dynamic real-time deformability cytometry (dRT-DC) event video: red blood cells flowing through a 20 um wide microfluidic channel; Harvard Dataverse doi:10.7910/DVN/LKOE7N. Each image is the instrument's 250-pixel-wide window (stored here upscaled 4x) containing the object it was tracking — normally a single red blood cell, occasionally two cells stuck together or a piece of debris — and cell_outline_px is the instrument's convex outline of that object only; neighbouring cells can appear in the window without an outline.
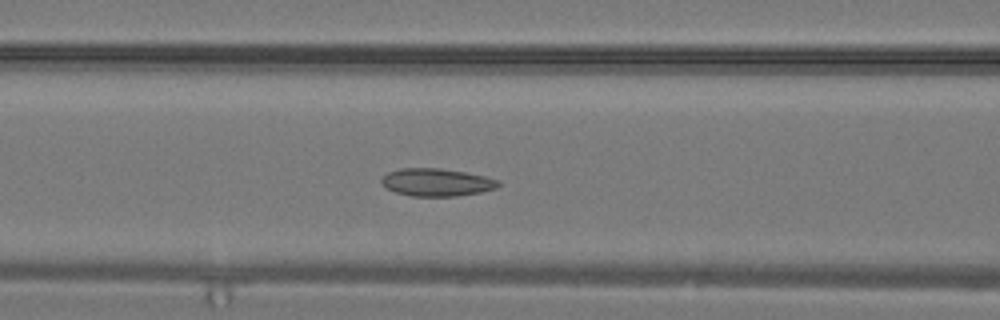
{"species": "common noctule bat (a hibernating species)", "species_latin": "Nyctalus noctula", "temperature_condition": "warm", "stored_images_in_passage": 19, "camera_frame_rate_fps": 3000, "um_per_image_px": 0.085, "animal": {"sex": "male", "body_mass_g": 19.2, "forearm_length_mm": 51.8}, "frame": {"image": 1, "passage_image": 11, "time_ms": 3.333, "image_size_px": [1000, 320], "cell_outline_px": [[500, 184], [496, 188], [480, 192], [456, 196], [412, 196], [396, 192], [388, 188], [380, 180], [388, 172], [400, 168], [440, 168], [464, 172], [484, 176], [500, 180]], "centroid_in_image_um": [37.13, 15.49], "position_along_channel_um": 129.5, "area_um2": 18.67}}
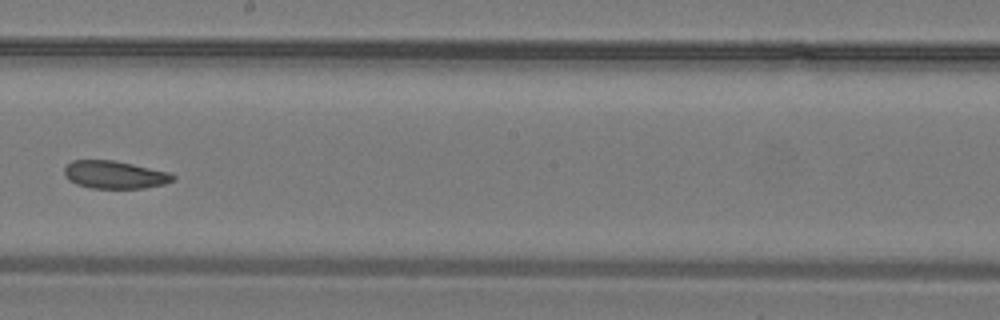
{"frame": {"image": 2, "passage_image": 16, "time_ms": 5.0, "image_size_px": [1000, 320], "cell_outline_px": [[176, 180], [164, 184], [144, 188], [92, 188], [76, 184], [68, 180], [64, 176], [64, 168], [72, 160], [112, 160], [132, 164], [168, 172], [176, 176]], "centroid_in_image_um": [9.74, 14.85], "position_along_channel_um": 238.5, "area_um2": 17.57}}
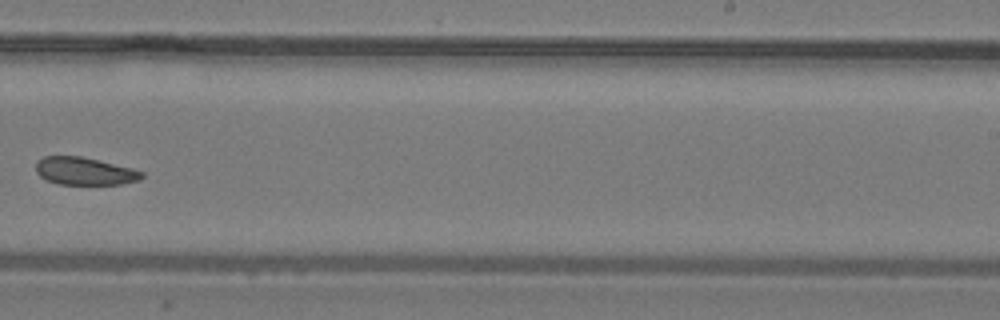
{"frame": {"image": 3, "passage_image": 18, "time_ms": 5.667, "image_size_px": [1000, 320], "cell_outline_px": [[144, 176], [140, 180], [120, 184], [60, 184], [44, 180], [36, 172], [36, 160], [44, 156], [80, 156], [132, 168], [144, 172]], "centroid_in_image_um": [7.17, 14.55], "position_along_channel_um": 281.8, "area_um2": 17.11}}